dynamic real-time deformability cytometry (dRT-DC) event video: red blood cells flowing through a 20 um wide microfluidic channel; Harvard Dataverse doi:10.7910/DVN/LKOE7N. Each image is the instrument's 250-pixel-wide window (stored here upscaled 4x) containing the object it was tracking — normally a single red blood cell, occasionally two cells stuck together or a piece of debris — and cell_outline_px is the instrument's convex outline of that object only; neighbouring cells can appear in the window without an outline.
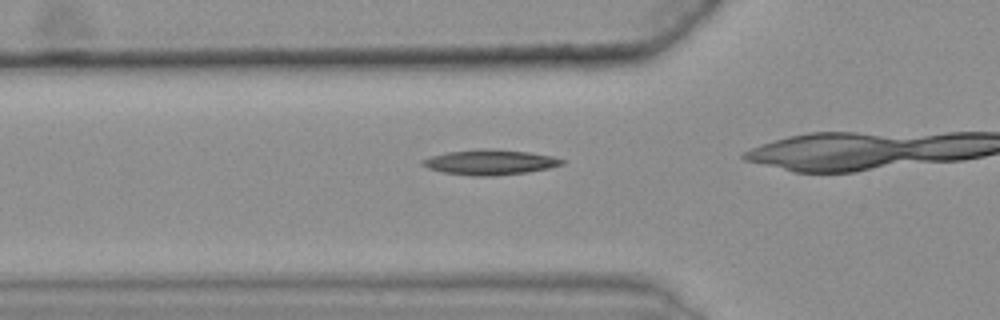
{"species": "common noctule bat (a hibernating species)", "species_latin": "Nyctalus noctula", "temperature_condition": "warm", "stored_images_in_passage": 37, "camera_frame_rate_fps": 3000, "um_per_image_px": 0.085, "animal": {"sex": "female", "body_mass_g": 25.1}, "frame": {"image": 1, "passage_image": 14, "time_ms": 4.333, "image_size_px": [1000, 320], "cell_outline_px": [[564, 164], [548, 168], [528, 172], [492, 176], [476, 176], [444, 172], [428, 168], [420, 164], [420, 160], [428, 156], [448, 152], [528, 152], [552, 156], [564, 160]], "centroid_in_image_um": [41.62, 13.84], "position_along_channel_um": 84.2, "area_um2": 19.19}}
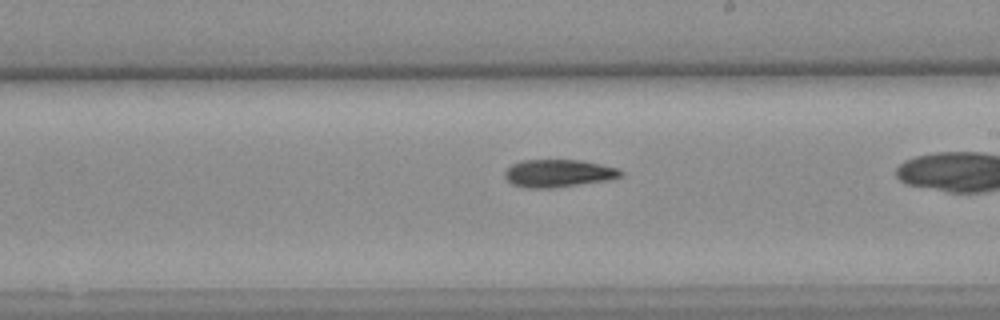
{"frame": {"image": 2, "passage_image": 27, "time_ms": 8.667, "image_size_px": [1000, 320], "cell_outline_px": [[624, 172], [620, 176], [608, 180], [552, 188], [528, 188], [512, 184], [504, 176], [504, 172], [512, 164], [520, 160], [580, 160], [600, 164], [616, 168]], "centroid_in_image_um": [47.43, 14.73], "position_along_channel_um": 241.6, "area_um2": 18.55}}
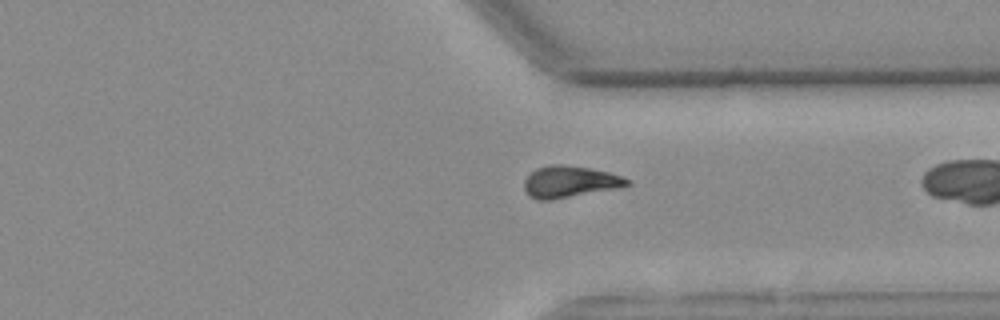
{"frame": {"image": 3, "passage_image": 37, "time_ms": 12.0, "image_size_px": [1000, 320], "cell_outline_px": [[632, 184], [616, 188], [548, 200], [536, 200], [528, 196], [524, 188], [524, 180], [536, 168], [552, 164], [564, 164], [588, 168], [608, 172], [632, 180]], "centroid_in_image_um": [48.4, 15.44], "position_along_channel_um": 363.0, "area_um2": 18.79}, "authors_computed_cell_mechanics": {"area_um2": 19.1318, "velocity_mm_per_s": 3.6262, "shape_relaxation_time_tau1_ms": 9.4221, "shape_relaxation_time_tau2_ms": null, "deformation_change_tau1": 0.2242, "deformation_change_tau2": null}}